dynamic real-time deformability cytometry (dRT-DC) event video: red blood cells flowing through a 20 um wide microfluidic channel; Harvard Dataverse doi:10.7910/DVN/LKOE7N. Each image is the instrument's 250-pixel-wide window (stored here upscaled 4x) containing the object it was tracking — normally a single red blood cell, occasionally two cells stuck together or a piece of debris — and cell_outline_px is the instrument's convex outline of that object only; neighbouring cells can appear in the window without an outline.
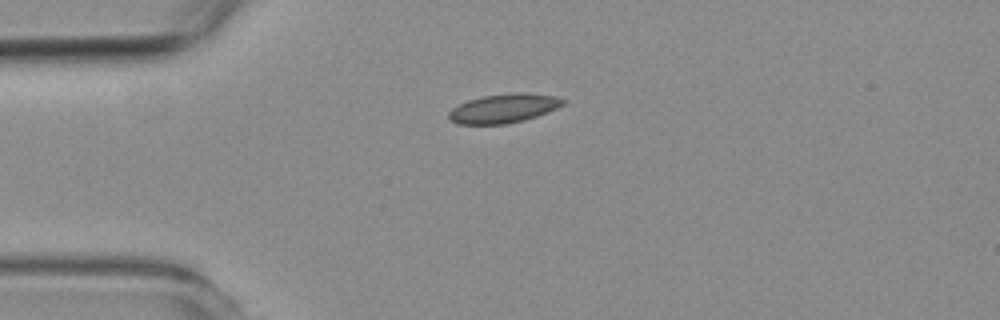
{"species": "common noctule bat (a hibernating species)", "species_latin": "Nyctalus noctula", "temperature_condition": "room temperature", "stored_images_in_passage": 33, "camera_frame_rate_fps": 3000, "um_per_image_px": 0.085, "animal": {"sex": "female", "body_mass_g": 19.3, "forearm_length_mm": 54.1}, "frame": {"image": 1, "passage_image": 1, "time_ms": 0.0, "image_size_px": [1000, 320], "cell_outline_px": [[568, 100], [564, 104], [548, 112], [524, 120], [508, 124], [456, 124], [448, 120], [448, 112], [452, 108], [468, 100], [484, 96], [512, 92], [528, 92], [556, 96]], "centroid_in_image_um": [42.83, 9.21], "position_along_channel_um": 42.2, "area_um2": 19.59}}
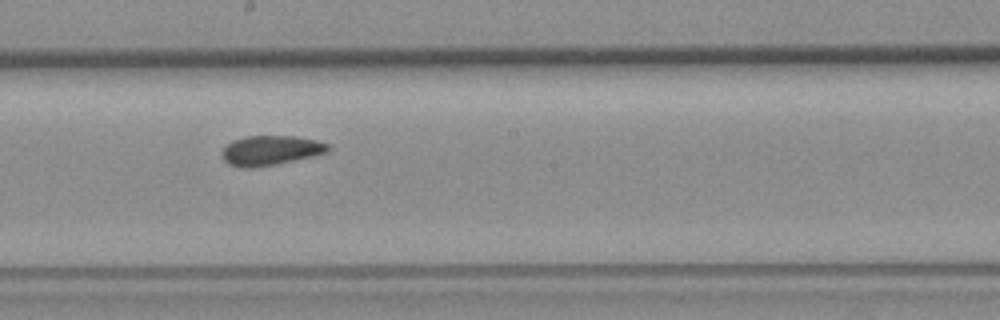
{"frame": {"image": 2, "passage_image": 18, "time_ms": 5.667, "image_size_px": [1000, 320], "cell_outline_px": [[332, 148], [328, 152], [312, 156], [276, 164], [252, 168], [240, 168], [228, 164], [220, 156], [220, 152], [232, 140], [244, 136], [296, 136], [316, 140], [328, 144]], "centroid_in_image_um": [22.97, 12.78], "position_along_channel_um": 225.2, "area_um2": 18.55}}
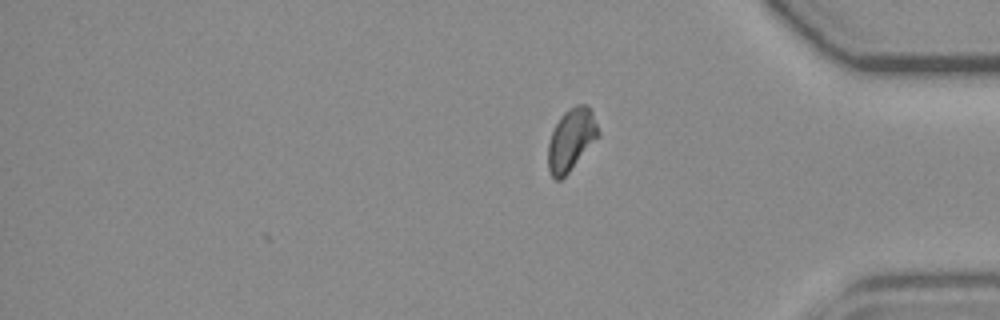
{"frame": {"image": 3, "passage_image": 33, "time_ms": 10.667, "image_size_px": [1000, 320], "cell_outline_px": [[600, 136], [568, 172], [560, 180], [556, 180], [552, 176], [548, 168], [548, 144], [552, 132], [560, 116], [568, 108], [576, 104], [588, 104], [592, 112], [600, 132]], "centroid_in_image_um": [48.56, 11.83], "position_along_channel_um": 386.6, "area_um2": 18.15}, "authors_computed_cell_mechanics": {"area_um2": 18.5538, "velocity_mm_per_s": 3.6107, "shape_relaxation_time_tau1_ms": null, "shape_relaxation_time_tau2_ms": 5.4191, "deformation_change_tau1": null, "deformation_change_tau2": 0.0682}}